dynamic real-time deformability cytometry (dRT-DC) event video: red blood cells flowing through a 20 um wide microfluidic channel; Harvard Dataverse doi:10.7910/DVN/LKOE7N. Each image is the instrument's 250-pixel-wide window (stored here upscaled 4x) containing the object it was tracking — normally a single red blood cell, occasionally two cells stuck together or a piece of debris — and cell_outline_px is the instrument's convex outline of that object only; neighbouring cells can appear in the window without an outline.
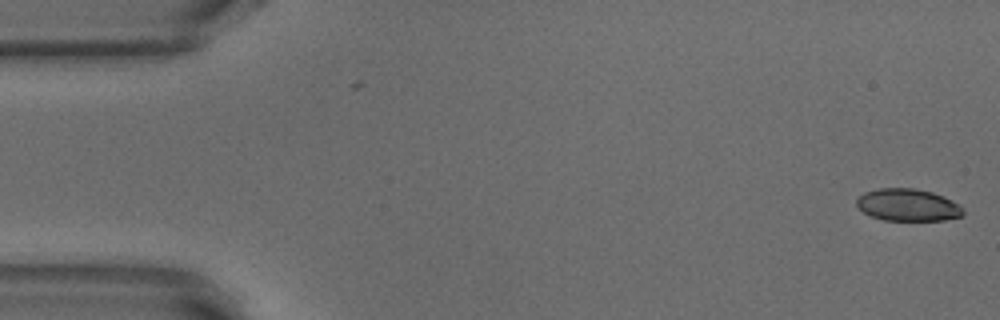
{"species": "common noctule bat (a hibernating species)", "species_latin": "Nyctalus noctula", "temperature_condition": "warm", "stored_images_in_passage": 14, "camera_frame_rate_fps": 3000, "um_per_image_px": 0.085, "animal": {"sex": "male", "body_mass_g": 18.8}, "frame": {"image": 1, "passage_image": 1, "time_ms": 0.0, "image_size_px": [1000, 320], "cell_outline_px": [[964, 216], [944, 220], [884, 220], [872, 216], [864, 212], [856, 204], [856, 200], [864, 192], [880, 188], [912, 188], [932, 192], [944, 196], [960, 204], [964, 208]], "centroid_in_image_um": [77.22, 17.42], "position_along_channel_um": 7.8, "area_um2": 20.06}}
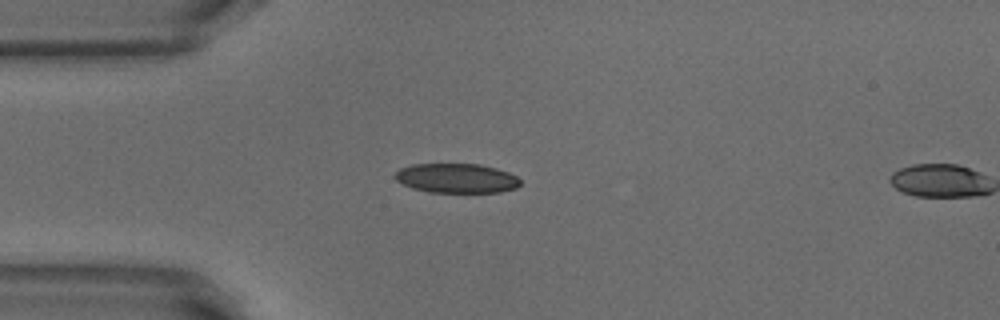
{"frame": {"image": 2, "passage_image": 13, "time_ms": 4.0, "image_size_px": [1000, 320], "cell_outline_px": [[520, 184], [516, 188], [500, 192], [428, 192], [412, 188], [396, 180], [392, 176], [400, 168], [412, 164], [480, 164], [496, 168], [508, 172], [516, 176], [520, 180]], "centroid_in_image_um": [38.79, 15.14], "position_along_channel_um": 46.2, "area_um2": 21.56}}